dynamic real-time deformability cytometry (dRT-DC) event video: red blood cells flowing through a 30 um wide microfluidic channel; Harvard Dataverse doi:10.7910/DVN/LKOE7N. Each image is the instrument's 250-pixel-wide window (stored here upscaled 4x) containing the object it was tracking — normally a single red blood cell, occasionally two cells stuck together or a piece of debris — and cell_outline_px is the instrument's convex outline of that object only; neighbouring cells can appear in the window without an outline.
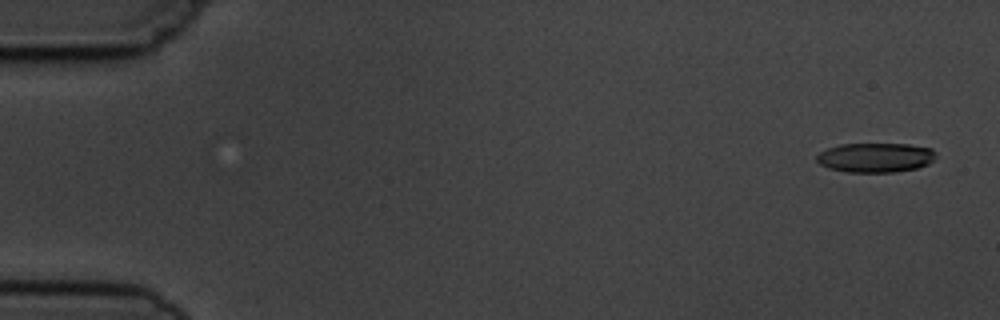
{"species": "common noctule bat (a hibernating species)", "species_latin": "Nyctalus noctula", "temperature_condition": "cold", "stored_images_in_passage": 5, "camera_frame_rate_fps": 3000, "um_per_image_px": 0.085, "animal": {"sex": "male", "body_mass_g": 19.5, "forearm_length_mm": 54.6}, "frame": {"image": 1, "passage_image": 1, "time_ms": 0.0, "image_size_px": [1000, 320], "cell_outline_px": [[936, 156], [928, 164], [916, 168], [896, 172], [848, 172], [828, 168], [820, 164], [816, 160], [816, 156], [820, 152], [828, 148], [840, 144], [908, 144], [932, 148], [936, 152]], "centroid_in_image_um": [74.42, 13.39], "position_along_channel_um": 10.6, "area_um2": 20.52}}
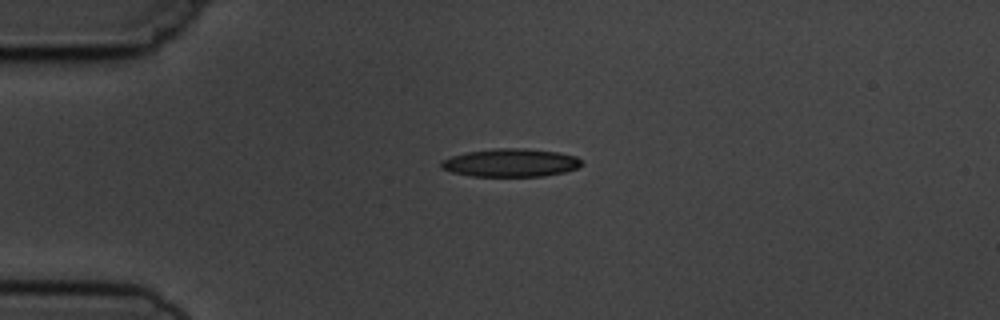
{"frame": {"image": 2, "passage_image": 4, "time_ms": 3.667, "image_size_px": [1000, 320], "cell_outline_px": [[584, 164], [576, 168], [564, 172], [544, 176], [472, 176], [452, 172], [440, 168], [440, 160], [452, 156], [468, 152], [496, 148], [524, 148], [560, 152], [576, 156]], "centroid_in_image_um": [43.41, 13.83], "position_along_channel_um": 41.6, "area_um2": 23.06}}